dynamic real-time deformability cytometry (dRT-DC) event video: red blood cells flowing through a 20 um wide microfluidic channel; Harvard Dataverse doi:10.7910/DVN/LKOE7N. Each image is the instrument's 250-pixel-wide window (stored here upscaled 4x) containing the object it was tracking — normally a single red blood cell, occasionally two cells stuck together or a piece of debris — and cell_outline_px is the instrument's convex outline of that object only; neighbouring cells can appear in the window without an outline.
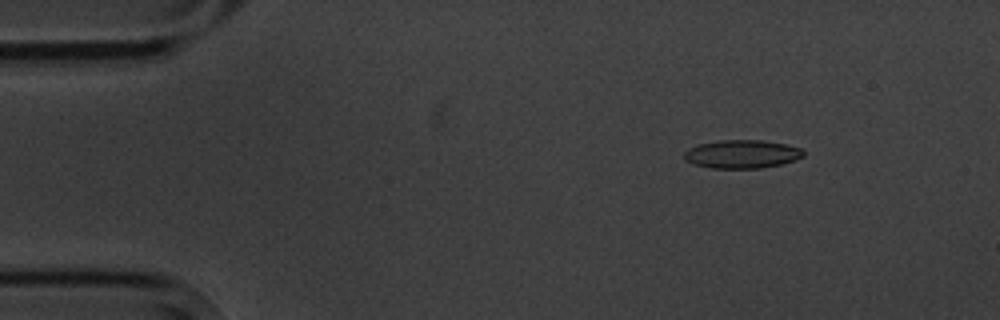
{"species": "common noctule bat (a hibernating species)", "species_latin": "Nyctalus noctula", "temperature_condition": "cold", "stored_images_in_passage": 6, "camera_frame_rate_fps": 3000, "um_per_image_px": 0.085, "animal": {"sex": "male", "body_mass_g": 20.1, "forearm_length_mm": 53.5}, "frame": {"image": 1, "passage_image": 2, "time_ms": 1.0, "image_size_px": [1000, 320], "cell_outline_px": [[804, 156], [796, 160], [780, 164], [760, 168], [712, 168], [692, 164], [684, 160], [684, 152], [688, 148], [700, 144], [720, 140], [764, 140], [788, 144], [800, 148], [804, 152]], "centroid_in_image_um": [63.06, 13.09], "position_along_channel_um": 21.9, "area_um2": 19.83}}
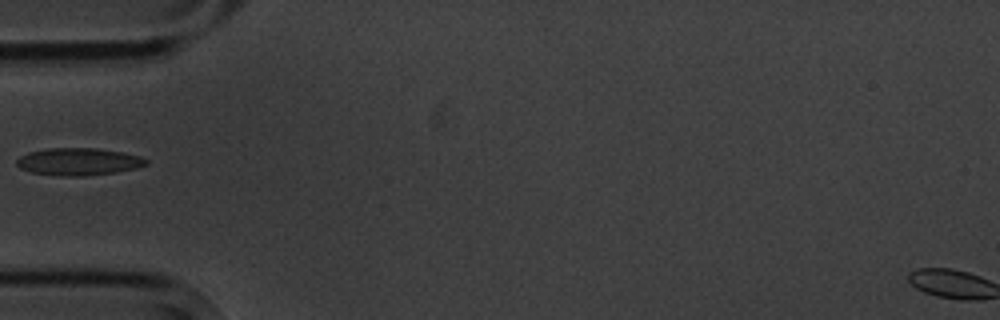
{"frame": {"image": 2, "passage_image": 5, "time_ms": 4.667, "image_size_px": [1000, 320], "cell_outline_px": [[148, 164], [136, 168], [116, 172], [84, 176], [60, 176], [32, 172], [20, 168], [16, 164], [16, 160], [20, 156], [28, 152], [48, 148], [96, 148], [120, 152], [140, 156], [148, 160]], "centroid_in_image_um": [6.66, 13.74], "position_along_channel_um": 78.3, "area_um2": 20.58}}
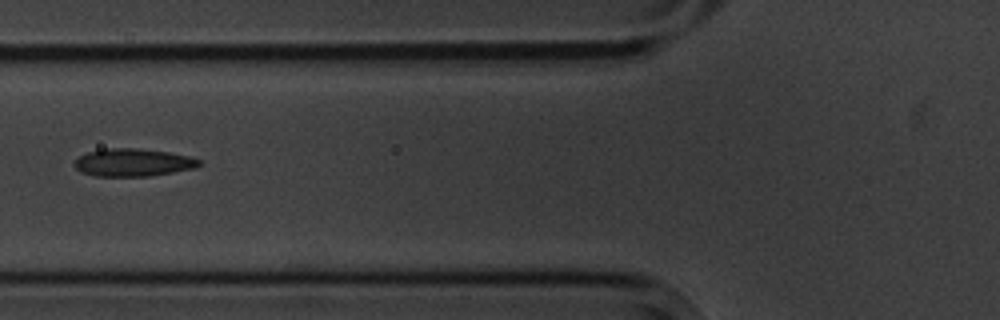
{"frame": {"image": 3, "passage_image": 6, "time_ms": 5.667, "image_size_px": [1000, 320], "cell_outline_px": [[200, 164], [196, 168], [148, 176], [96, 176], [80, 172], [72, 164], [80, 156], [88, 152], [108, 148], [136, 148], [168, 152], [188, 156], [200, 160]], "centroid_in_image_um": [11.28, 13.81], "position_along_channel_um": 114.5, "area_um2": 20.0}}